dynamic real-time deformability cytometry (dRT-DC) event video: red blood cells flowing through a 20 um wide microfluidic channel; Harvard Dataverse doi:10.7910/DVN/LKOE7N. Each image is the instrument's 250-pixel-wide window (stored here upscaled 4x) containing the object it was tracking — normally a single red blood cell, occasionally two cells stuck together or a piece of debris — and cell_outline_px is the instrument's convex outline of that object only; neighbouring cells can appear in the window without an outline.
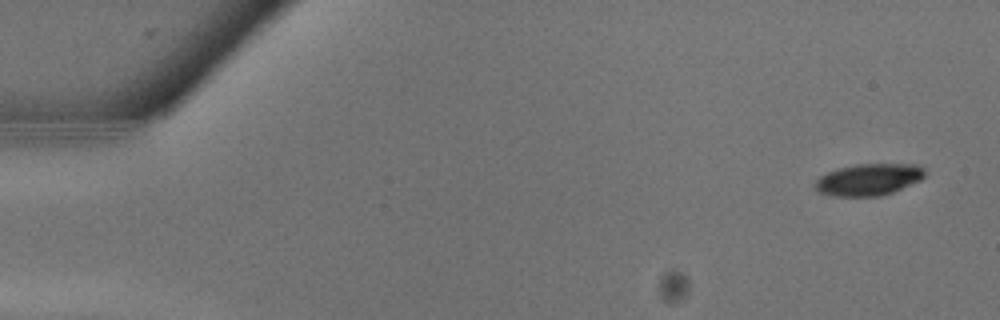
{"species": "common noctule bat (a hibernating species)", "species_latin": "Nyctalus noctula", "temperature_condition": "warm", "stored_images_in_passage": 11, "camera_frame_rate_fps": 3000, "um_per_image_px": 0.085, "animal": {"sex": "male", "body_mass_g": 13.3}, "frame": {"image": 1, "passage_image": 2, "time_ms": 0.333, "image_size_px": [1000, 320], "cell_outline_px": [[924, 176], [920, 180], [892, 192], [880, 196], [836, 196], [820, 192], [812, 184], [820, 176], [828, 172], [840, 168], [856, 164], [916, 164], [924, 168]], "centroid_in_image_um": [73.83, 15.26], "position_along_channel_um": 11.2, "area_um2": 20.11}}
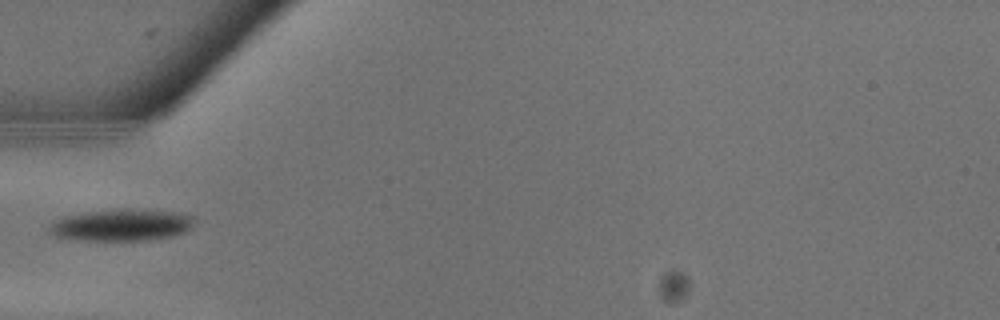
{"frame": {"image": 2, "passage_image": 10, "time_ms": 3.0, "image_size_px": [1000, 320], "cell_outline_px": [[196, 220], [184, 232], [172, 236], [152, 240], [72, 240], [52, 236], [52, 224], [68, 216], [92, 212], [172, 212], [192, 216]], "centroid_in_image_um": [10.35, 19.2], "position_along_channel_um": 74.6, "area_um2": 25.09}}